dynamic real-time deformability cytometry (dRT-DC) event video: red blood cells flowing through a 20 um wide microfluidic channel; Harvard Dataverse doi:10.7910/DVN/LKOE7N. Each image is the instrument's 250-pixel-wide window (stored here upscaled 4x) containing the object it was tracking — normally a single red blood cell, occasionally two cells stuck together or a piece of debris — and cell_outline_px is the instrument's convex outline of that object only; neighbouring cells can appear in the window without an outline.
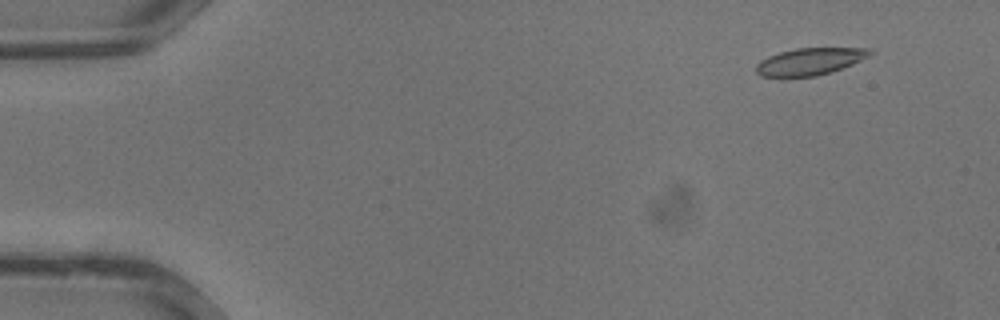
{"species": "common noctule bat (a hibernating species)", "species_latin": "Nyctalus noctula", "temperature_condition": "warm", "stored_images_in_passage": 33, "camera_frame_rate_fps": 3000, "um_per_image_px": 0.085, "animal": {"sex": "male", "body_mass_g": 13.3}, "frame": {"image": 1, "passage_image": 1, "time_ms": 0.0, "image_size_px": [1000, 320], "cell_outline_px": [[872, 52], [868, 56], [852, 64], [816, 76], [760, 76], [756, 72], [756, 64], [760, 60], [768, 56], [780, 52], [796, 48], [872, 48]], "centroid_in_image_um": [68.81, 5.21], "position_along_channel_um": 16.2, "area_um2": 17.63}}
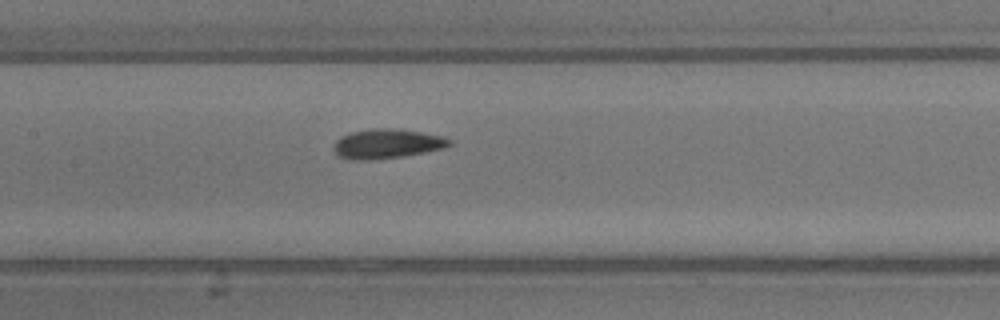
{"frame": {"image": 2, "passage_image": 15, "time_ms": 4.667, "image_size_px": [1000, 320], "cell_outline_px": [[452, 144], [444, 148], [404, 156], [368, 160], [348, 160], [340, 156], [332, 148], [332, 144], [340, 136], [352, 132], [372, 128], [392, 128], [420, 132], [444, 136], [452, 140]], "centroid_in_image_um": [32.87, 12.22], "position_along_channel_um": 174.5, "area_um2": 20.0}}
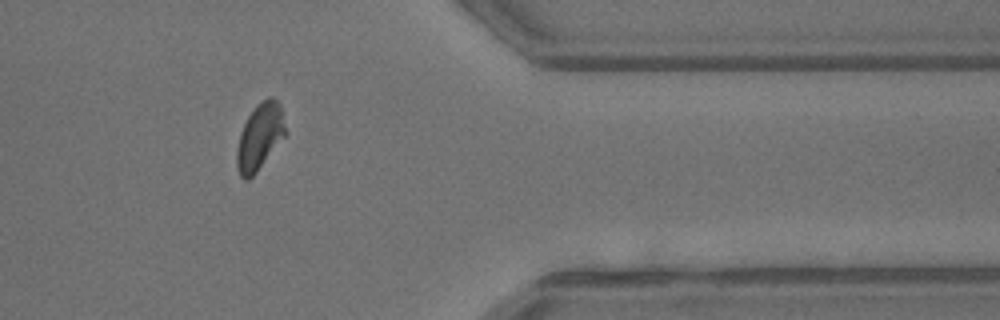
{"frame": {"image": 3, "passage_image": 27, "time_ms": 8.667, "image_size_px": [1000, 320], "cell_outline_px": [[288, 132], [256, 172], [248, 180], [244, 180], [240, 176], [236, 168], [236, 152], [240, 132], [248, 116], [256, 104], [268, 96], [272, 96], [280, 104]], "centroid_in_image_um": [22.08, 11.6], "position_along_channel_um": 389.3, "area_um2": 18.96}}